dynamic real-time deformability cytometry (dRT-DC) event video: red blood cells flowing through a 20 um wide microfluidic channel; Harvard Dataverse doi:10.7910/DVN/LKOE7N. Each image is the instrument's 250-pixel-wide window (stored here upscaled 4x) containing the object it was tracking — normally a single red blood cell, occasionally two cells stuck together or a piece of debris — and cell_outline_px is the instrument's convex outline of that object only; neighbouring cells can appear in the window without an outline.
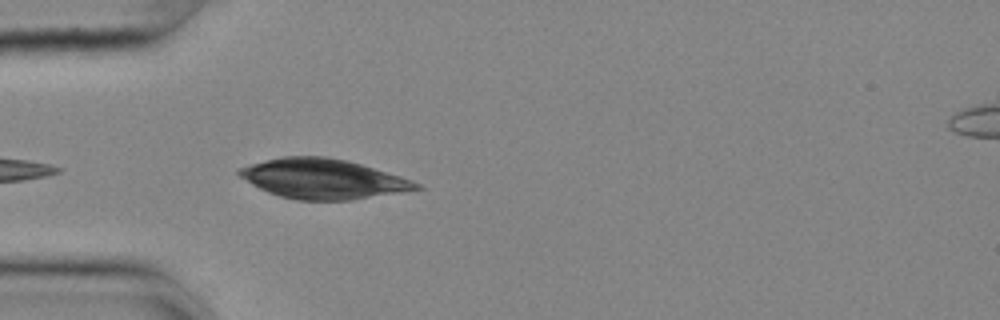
{"species": "common noctule bat (a hibernating species)", "species_latin": "Nyctalus noctula", "temperature_condition": "cold", "stored_images_in_passage": 40, "segment_of_instrument_passage": [1, 3], "camera_frame_rate_fps": 3000, "um_per_image_px": 0.085, "animal": {"sex": "female", "body_mass_g": 25.1}, "frame": {"image": 1, "passage_image": 3, "time_ms": 0.667, "image_size_px": [1000, 320], "cell_outline_px": [[424, 188], [352, 200], [296, 200], [280, 196], [268, 192], [252, 184], [240, 176], [236, 172], [236, 168], [284, 156], [324, 156], [344, 160], [360, 164], [400, 176], [412, 180], [420, 184]], "centroid_in_image_um": [27.45, 15.21], "position_along_channel_um": 57.6, "area_um2": 40.63}}